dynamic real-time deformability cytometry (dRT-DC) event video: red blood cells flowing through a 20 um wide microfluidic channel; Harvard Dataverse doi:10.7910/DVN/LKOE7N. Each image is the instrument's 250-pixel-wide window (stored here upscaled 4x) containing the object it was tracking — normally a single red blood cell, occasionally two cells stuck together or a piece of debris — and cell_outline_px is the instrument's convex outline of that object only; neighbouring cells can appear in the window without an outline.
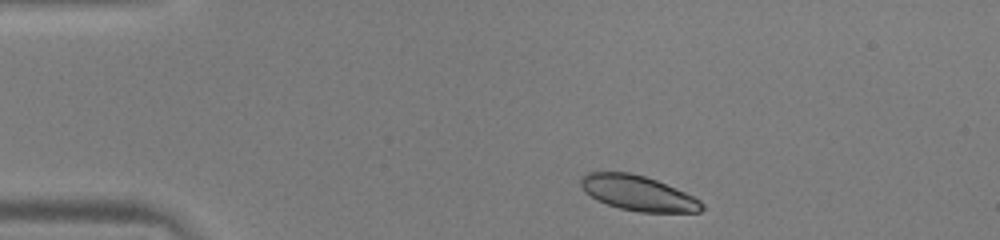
{"species": "human", "species_latin": "Homo sapiens", "temperature_condition": "warm", "stored_images_in_passage": 43, "camera_frame_rate_fps": 3000, "um_per_image_px": 0.085, "donor": {"sex": "male"}, "frame": {"image": 1, "passage_image": 1, "time_ms": 0.0, "image_size_px": [1000, 240], "cell_outline_px": [[704, 208], [700, 212], [640, 212], [620, 208], [596, 200], [584, 192], [580, 184], [580, 176], [588, 172], [628, 172], [644, 176], [656, 180], [676, 188], [700, 200], [704, 204]], "centroid_in_image_um": [54.2, 16.41], "position_along_channel_um": 30.8, "area_um2": 24.74}}
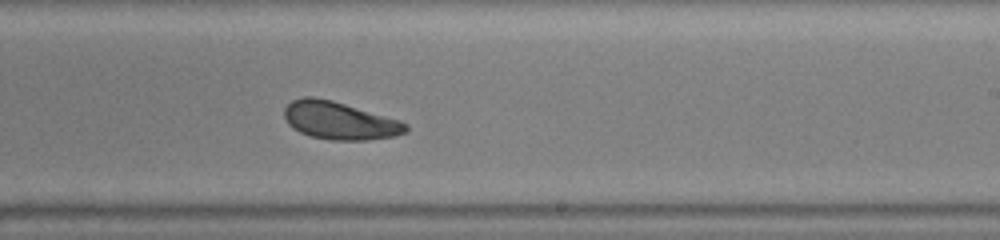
{"frame": {"image": 2, "passage_image": 23, "time_ms": 7.333, "image_size_px": [1000, 240], "cell_outline_px": [[408, 132], [396, 136], [368, 140], [332, 140], [312, 136], [300, 132], [292, 128], [288, 124], [284, 116], [284, 108], [292, 100], [304, 96], [312, 96], [332, 100], [400, 120], [408, 124]], "centroid_in_image_um": [28.87, 10.25], "position_along_channel_um": 260.1, "area_um2": 26.82}}
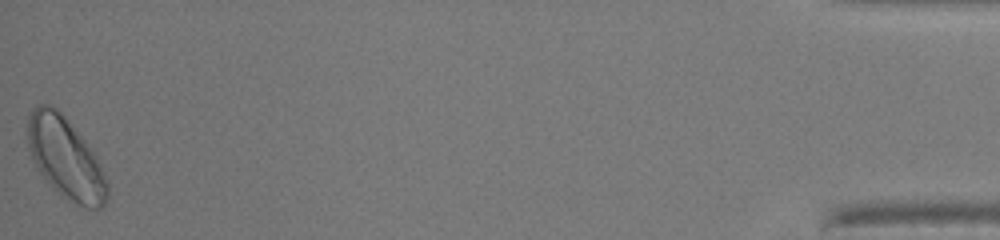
{"frame": {"image": 3, "passage_image": 43, "time_ms": 14.0, "image_size_px": [1000, 240], "cell_outline_px": [[108, 196], [104, 204], [100, 208], [88, 208], [72, 200], [52, 188], [40, 172], [28, 148], [28, 116], [32, 108], [40, 104], [48, 104], [56, 108], [64, 116], [84, 140], [96, 156], [108, 184]], "centroid_in_image_um": [5.57, 13.41], "position_along_channel_um": 429.6, "area_um2": 36.82}, "authors_computed_cell_mechanics": {"area_um2": 27.0504, "velocity_mm_per_s": 3.9833, "shape_relaxation_time_tau1_ms": 3.4455, "shape_relaxation_time_tau2_ms": 3.022, "deformation_change_tau1": 0.1199, "deformation_change_tau2": 0.0754}}